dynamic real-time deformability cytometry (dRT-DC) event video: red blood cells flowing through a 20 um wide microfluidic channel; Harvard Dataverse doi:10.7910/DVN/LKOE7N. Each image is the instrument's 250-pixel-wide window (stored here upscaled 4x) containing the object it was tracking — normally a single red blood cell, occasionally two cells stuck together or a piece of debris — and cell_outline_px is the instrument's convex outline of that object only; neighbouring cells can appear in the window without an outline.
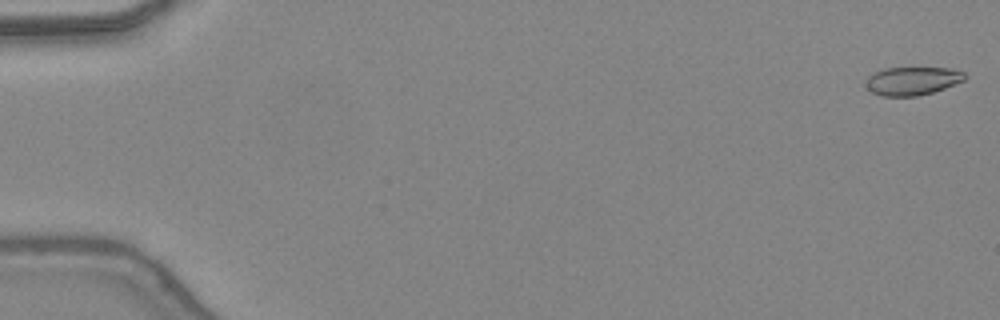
{"species": "common noctule bat (a hibernating species)", "species_latin": "Nyctalus noctula", "temperature_condition": "warm", "stored_images_in_passage": 48, "camera_frame_rate_fps": 3000, "um_per_image_px": 0.085, "animal": {"sex": "female", "body_mass_g": 24.6, "forearm_length_mm": 56.2}, "frame": {"image": 1, "passage_image": 1, "time_ms": 0.0, "image_size_px": [1000, 320], "cell_outline_px": [[968, 76], [964, 80], [944, 88], [932, 92], [916, 96], [880, 96], [872, 92], [868, 88], [868, 76], [884, 68], [952, 68], [964, 72]], "centroid_in_image_um": [77.59, 6.87], "position_along_channel_um": 7.4, "area_um2": 16.13}}
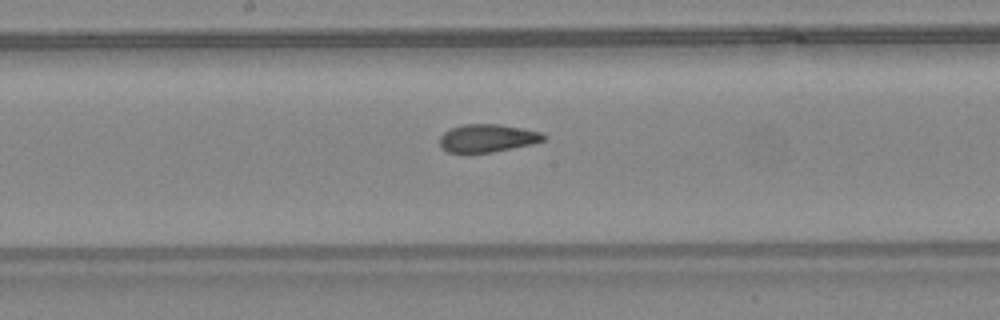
{"frame": {"image": 2, "passage_image": 26, "time_ms": 8.333, "image_size_px": [1000, 320], "cell_outline_px": [[548, 136], [544, 140], [532, 144], [492, 152], [448, 152], [440, 148], [440, 136], [448, 128], [460, 124], [496, 124], [520, 128], [540, 132]], "centroid_in_image_um": [41.39, 11.73], "position_along_channel_um": 206.8, "area_um2": 16.88}}
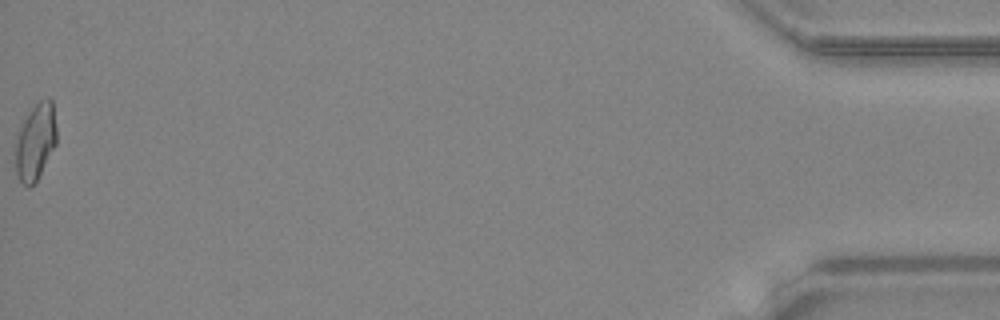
{"frame": {"image": 3, "passage_image": 48, "time_ms": 15.667, "image_size_px": [1000, 320], "cell_outline_px": [[56, 144], [36, 184], [28, 188], [20, 180], [16, 172], [16, 140], [20, 120], [40, 100], [48, 96], [52, 100], [56, 128]], "centroid_in_image_um": [3.01, 12.04], "position_along_channel_um": 432.2, "area_um2": 18.73}, "authors_computed_cell_mechanics": {"area_um2": 17.5134, "velocity_mm_per_s": 4.4141, "shape_relaxation_time_tau1_ms": null, "shape_relaxation_time_tau2_ms": 1.1594, "deformation_change_tau1": null, "deformation_change_tau2": 0.0588}}